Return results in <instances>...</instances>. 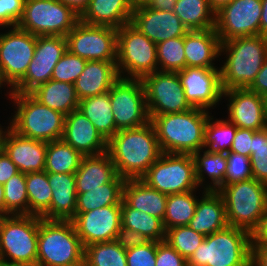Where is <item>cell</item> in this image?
<instances>
[{
    "instance_id": "6da1fadb",
    "label": "cell",
    "mask_w": 267,
    "mask_h": 266,
    "mask_svg": "<svg viewBox=\"0 0 267 266\" xmlns=\"http://www.w3.org/2000/svg\"><path fill=\"white\" fill-rule=\"evenodd\" d=\"M117 174L127 179H141L163 154L151 122L146 125L118 130L107 141Z\"/></svg>"
},
{
    "instance_id": "7a4b0ae2",
    "label": "cell",
    "mask_w": 267,
    "mask_h": 266,
    "mask_svg": "<svg viewBox=\"0 0 267 266\" xmlns=\"http://www.w3.org/2000/svg\"><path fill=\"white\" fill-rule=\"evenodd\" d=\"M226 60L220 69L223 91L249 88L263 66L267 54V38L244 36L221 42L220 56Z\"/></svg>"
},
{
    "instance_id": "3957f363",
    "label": "cell",
    "mask_w": 267,
    "mask_h": 266,
    "mask_svg": "<svg viewBox=\"0 0 267 266\" xmlns=\"http://www.w3.org/2000/svg\"><path fill=\"white\" fill-rule=\"evenodd\" d=\"M211 112L192 108L149 117L163 153L193 154L204 148V129Z\"/></svg>"
},
{
    "instance_id": "277c9868",
    "label": "cell",
    "mask_w": 267,
    "mask_h": 266,
    "mask_svg": "<svg viewBox=\"0 0 267 266\" xmlns=\"http://www.w3.org/2000/svg\"><path fill=\"white\" fill-rule=\"evenodd\" d=\"M251 234L234 226L205 236L187 266H251Z\"/></svg>"
},
{
    "instance_id": "5b68a950",
    "label": "cell",
    "mask_w": 267,
    "mask_h": 266,
    "mask_svg": "<svg viewBox=\"0 0 267 266\" xmlns=\"http://www.w3.org/2000/svg\"><path fill=\"white\" fill-rule=\"evenodd\" d=\"M16 107L9 127L17 134L51 142L61 140L64 132L65 115L37 101L30 93H9Z\"/></svg>"
},
{
    "instance_id": "8992f818",
    "label": "cell",
    "mask_w": 267,
    "mask_h": 266,
    "mask_svg": "<svg viewBox=\"0 0 267 266\" xmlns=\"http://www.w3.org/2000/svg\"><path fill=\"white\" fill-rule=\"evenodd\" d=\"M84 261V246L71 220L39 217L37 266H75Z\"/></svg>"
},
{
    "instance_id": "52a82bcc",
    "label": "cell",
    "mask_w": 267,
    "mask_h": 266,
    "mask_svg": "<svg viewBox=\"0 0 267 266\" xmlns=\"http://www.w3.org/2000/svg\"><path fill=\"white\" fill-rule=\"evenodd\" d=\"M217 191L225 203L228 225L252 235L267 207V185L252 178L223 184Z\"/></svg>"
},
{
    "instance_id": "ba28073f",
    "label": "cell",
    "mask_w": 267,
    "mask_h": 266,
    "mask_svg": "<svg viewBox=\"0 0 267 266\" xmlns=\"http://www.w3.org/2000/svg\"><path fill=\"white\" fill-rule=\"evenodd\" d=\"M39 216L0 217V261L36 265Z\"/></svg>"
},
{
    "instance_id": "9c48e42d",
    "label": "cell",
    "mask_w": 267,
    "mask_h": 266,
    "mask_svg": "<svg viewBox=\"0 0 267 266\" xmlns=\"http://www.w3.org/2000/svg\"><path fill=\"white\" fill-rule=\"evenodd\" d=\"M116 66L119 77L142 79L152 74L158 70L156 44L131 23L123 25L117 29Z\"/></svg>"
},
{
    "instance_id": "30bf717a",
    "label": "cell",
    "mask_w": 267,
    "mask_h": 266,
    "mask_svg": "<svg viewBox=\"0 0 267 266\" xmlns=\"http://www.w3.org/2000/svg\"><path fill=\"white\" fill-rule=\"evenodd\" d=\"M80 15L59 0H25L17 26L36 36H64L75 27Z\"/></svg>"
},
{
    "instance_id": "8fae6325",
    "label": "cell",
    "mask_w": 267,
    "mask_h": 266,
    "mask_svg": "<svg viewBox=\"0 0 267 266\" xmlns=\"http://www.w3.org/2000/svg\"><path fill=\"white\" fill-rule=\"evenodd\" d=\"M165 195L197 190L192 154L163 153L141 178Z\"/></svg>"
},
{
    "instance_id": "7c38bea8",
    "label": "cell",
    "mask_w": 267,
    "mask_h": 266,
    "mask_svg": "<svg viewBox=\"0 0 267 266\" xmlns=\"http://www.w3.org/2000/svg\"><path fill=\"white\" fill-rule=\"evenodd\" d=\"M0 33V85L11 90L26 74L34 57L37 36L18 26Z\"/></svg>"
},
{
    "instance_id": "4fadbf2b",
    "label": "cell",
    "mask_w": 267,
    "mask_h": 266,
    "mask_svg": "<svg viewBox=\"0 0 267 266\" xmlns=\"http://www.w3.org/2000/svg\"><path fill=\"white\" fill-rule=\"evenodd\" d=\"M112 114L118 130L150 122L141 79L119 77L109 90Z\"/></svg>"
},
{
    "instance_id": "5bb4252c",
    "label": "cell",
    "mask_w": 267,
    "mask_h": 266,
    "mask_svg": "<svg viewBox=\"0 0 267 266\" xmlns=\"http://www.w3.org/2000/svg\"><path fill=\"white\" fill-rule=\"evenodd\" d=\"M141 81L149 117L180 113L193 108L186 100L178 72L157 70L144 76Z\"/></svg>"
},
{
    "instance_id": "9a60e30c",
    "label": "cell",
    "mask_w": 267,
    "mask_h": 266,
    "mask_svg": "<svg viewBox=\"0 0 267 266\" xmlns=\"http://www.w3.org/2000/svg\"><path fill=\"white\" fill-rule=\"evenodd\" d=\"M67 50L87 61L117 62V29L81 20L66 35Z\"/></svg>"
},
{
    "instance_id": "2e32d148",
    "label": "cell",
    "mask_w": 267,
    "mask_h": 266,
    "mask_svg": "<svg viewBox=\"0 0 267 266\" xmlns=\"http://www.w3.org/2000/svg\"><path fill=\"white\" fill-rule=\"evenodd\" d=\"M67 51L64 36H37L35 52L25 76L8 93H30L52 77L55 65Z\"/></svg>"
},
{
    "instance_id": "e0dca14e",
    "label": "cell",
    "mask_w": 267,
    "mask_h": 266,
    "mask_svg": "<svg viewBox=\"0 0 267 266\" xmlns=\"http://www.w3.org/2000/svg\"><path fill=\"white\" fill-rule=\"evenodd\" d=\"M261 0H232L216 12L215 30L221 42L260 35Z\"/></svg>"
},
{
    "instance_id": "ac0fdd59",
    "label": "cell",
    "mask_w": 267,
    "mask_h": 266,
    "mask_svg": "<svg viewBox=\"0 0 267 266\" xmlns=\"http://www.w3.org/2000/svg\"><path fill=\"white\" fill-rule=\"evenodd\" d=\"M185 67L178 72L186 100L193 108L209 111L222 100L220 69Z\"/></svg>"
},
{
    "instance_id": "d6986e66",
    "label": "cell",
    "mask_w": 267,
    "mask_h": 266,
    "mask_svg": "<svg viewBox=\"0 0 267 266\" xmlns=\"http://www.w3.org/2000/svg\"><path fill=\"white\" fill-rule=\"evenodd\" d=\"M71 221L84 247L113 241L122 225L121 206H105L86 213H75Z\"/></svg>"
},
{
    "instance_id": "ffe728a7",
    "label": "cell",
    "mask_w": 267,
    "mask_h": 266,
    "mask_svg": "<svg viewBox=\"0 0 267 266\" xmlns=\"http://www.w3.org/2000/svg\"><path fill=\"white\" fill-rule=\"evenodd\" d=\"M222 97L228 100L227 120L236 127L254 131L267 127L264 97L248 88L224 90Z\"/></svg>"
},
{
    "instance_id": "44dd1931",
    "label": "cell",
    "mask_w": 267,
    "mask_h": 266,
    "mask_svg": "<svg viewBox=\"0 0 267 266\" xmlns=\"http://www.w3.org/2000/svg\"><path fill=\"white\" fill-rule=\"evenodd\" d=\"M131 24L155 44L185 36L188 32L173 11L152 10L143 4L133 7Z\"/></svg>"
},
{
    "instance_id": "7402d4cb",
    "label": "cell",
    "mask_w": 267,
    "mask_h": 266,
    "mask_svg": "<svg viewBox=\"0 0 267 266\" xmlns=\"http://www.w3.org/2000/svg\"><path fill=\"white\" fill-rule=\"evenodd\" d=\"M47 142L23 137L9 125L3 137L2 150L21 173L43 171L46 164Z\"/></svg>"
},
{
    "instance_id": "603a6c76",
    "label": "cell",
    "mask_w": 267,
    "mask_h": 266,
    "mask_svg": "<svg viewBox=\"0 0 267 266\" xmlns=\"http://www.w3.org/2000/svg\"><path fill=\"white\" fill-rule=\"evenodd\" d=\"M62 140L83 156L98 155L107 151V141L79 109L65 116Z\"/></svg>"
},
{
    "instance_id": "cb8c5ba5",
    "label": "cell",
    "mask_w": 267,
    "mask_h": 266,
    "mask_svg": "<svg viewBox=\"0 0 267 266\" xmlns=\"http://www.w3.org/2000/svg\"><path fill=\"white\" fill-rule=\"evenodd\" d=\"M220 47L215 28L188 31L184 36L186 67L216 68L214 62L220 56Z\"/></svg>"
},
{
    "instance_id": "d4e9b609",
    "label": "cell",
    "mask_w": 267,
    "mask_h": 266,
    "mask_svg": "<svg viewBox=\"0 0 267 266\" xmlns=\"http://www.w3.org/2000/svg\"><path fill=\"white\" fill-rule=\"evenodd\" d=\"M204 194V195H203ZM188 226L195 232L208 236L228 226L225 203L218 191L203 190Z\"/></svg>"
},
{
    "instance_id": "484cf974",
    "label": "cell",
    "mask_w": 267,
    "mask_h": 266,
    "mask_svg": "<svg viewBox=\"0 0 267 266\" xmlns=\"http://www.w3.org/2000/svg\"><path fill=\"white\" fill-rule=\"evenodd\" d=\"M119 78L114 61H87L83 72L74 82L79 100L106 93Z\"/></svg>"
},
{
    "instance_id": "4316f807",
    "label": "cell",
    "mask_w": 267,
    "mask_h": 266,
    "mask_svg": "<svg viewBox=\"0 0 267 266\" xmlns=\"http://www.w3.org/2000/svg\"><path fill=\"white\" fill-rule=\"evenodd\" d=\"M52 188L50 210L42 217L48 220H71L76 212L75 174L47 173Z\"/></svg>"
},
{
    "instance_id": "83f0119b",
    "label": "cell",
    "mask_w": 267,
    "mask_h": 266,
    "mask_svg": "<svg viewBox=\"0 0 267 266\" xmlns=\"http://www.w3.org/2000/svg\"><path fill=\"white\" fill-rule=\"evenodd\" d=\"M133 7L129 0H90L80 20L91 25L119 29L131 23Z\"/></svg>"
},
{
    "instance_id": "f1b7e54d",
    "label": "cell",
    "mask_w": 267,
    "mask_h": 266,
    "mask_svg": "<svg viewBox=\"0 0 267 266\" xmlns=\"http://www.w3.org/2000/svg\"><path fill=\"white\" fill-rule=\"evenodd\" d=\"M111 156L106 151L98 155L84 156L75 172L76 193L90 190L111 182L117 176Z\"/></svg>"
},
{
    "instance_id": "f546056e",
    "label": "cell",
    "mask_w": 267,
    "mask_h": 266,
    "mask_svg": "<svg viewBox=\"0 0 267 266\" xmlns=\"http://www.w3.org/2000/svg\"><path fill=\"white\" fill-rule=\"evenodd\" d=\"M168 195L150 187L142 179H127L123 185V200L132 208L150 214L163 222Z\"/></svg>"
},
{
    "instance_id": "4dcf8cb0",
    "label": "cell",
    "mask_w": 267,
    "mask_h": 266,
    "mask_svg": "<svg viewBox=\"0 0 267 266\" xmlns=\"http://www.w3.org/2000/svg\"><path fill=\"white\" fill-rule=\"evenodd\" d=\"M30 94L43 105L65 116L78 109L80 102L74 84L53 79L39 85Z\"/></svg>"
},
{
    "instance_id": "1f68e13d",
    "label": "cell",
    "mask_w": 267,
    "mask_h": 266,
    "mask_svg": "<svg viewBox=\"0 0 267 266\" xmlns=\"http://www.w3.org/2000/svg\"><path fill=\"white\" fill-rule=\"evenodd\" d=\"M199 150L192 154L195 163L196 181L204 190L217 191L225 183V172L227 168L226 153ZM201 152H203L201 154ZM211 179L208 184L205 179ZM204 183L205 184L204 186ZM203 184V185H202Z\"/></svg>"
},
{
    "instance_id": "d6a6232c",
    "label": "cell",
    "mask_w": 267,
    "mask_h": 266,
    "mask_svg": "<svg viewBox=\"0 0 267 266\" xmlns=\"http://www.w3.org/2000/svg\"><path fill=\"white\" fill-rule=\"evenodd\" d=\"M78 109L92 122L106 141L118 131L112 114L109 91L80 100Z\"/></svg>"
},
{
    "instance_id": "836d02e7",
    "label": "cell",
    "mask_w": 267,
    "mask_h": 266,
    "mask_svg": "<svg viewBox=\"0 0 267 266\" xmlns=\"http://www.w3.org/2000/svg\"><path fill=\"white\" fill-rule=\"evenodd\" d=\"M125 179L117 175L111 182L77 194L76 212L86 213L105 206H121Z\"/></svg>"
},
{
    "instance_id": "e575fe53",
    "label": "cell",
    "mask_w": 267,
    "mask_h": 266,
    "mask_svg": "<svg viewBox=\"0 0 267 266\" xmlns=\"http://www.w3.org/2000/svg\"><path fill=\"white\" fill-rule=\"evenodd\" d=\"M173 12L188 31L215 28L216 12L208 0H177Z\"/></svg>"
},
{
    "instance_id": "d590c367",
    "label": "cell",
    "mask_w": 267,
    "mask_h": 266,
    "mask_svg": "<svg viewBox=\"0 0 267 266\" xmlns=\"http://www.w3.org/2000/svg\"><path fill=\"white\" fill-rule=\"evenodd\" d=\"M122 226L143 234L150 241H165V229L160 219L130 207L121 201Z\"/></svg>"
},
{
    "instance_id": "8d00e7d4",
    "label": "cell",
    "mask_w": 267,
    "mask_h": 266,
    "mask_svg": "<svg viewBox=\"0 0 267 266\" xmlns=\"http://www.w3.org/2000/svg\"><path fill=\"white\" fill-rule=\"evenodd\" d=\"M84 156L62 139L47 142L45 171L75 174Z\"/></svg>"
},
{
    "instance_id": "74e56055",
    "label": "cell",
    "mask_w": 267,
    "mask_h": 266,
    "mask_svg": "<svg viewBox=\"0 0 267 266\" xmlns=\"http://www.w3.org/2000/svg\"><path fill=\"white\" fill-rule=\"evenodd\" d=\"M195 192L196 190L168 195L166 213L162 222L165 231L178 226H188L198 203Z\"/></svg>"
},
{
    "instance_id": "f35d334b",
    "label": "cell",
    "mask_w": 267,
    "mask_h": 266,
    "mask_svg": "<svg viewBox=\"0 0 267 266\" xmlns=\"http://www.w3.org/2000/svg\"><path fill=\"white\" fill-rule=\"evenodd\" d=\"M28 194V215L43 217L49 210L52 198L47 172L37 171L26 173Z\"/></svg>"
},
{
    "instance_id": "ab89813d",
    "label": "cell",
    "mask_w": 267,
    "mask_h": 266,
    "mask_svg": "<svg viewBox=\"0 0 267 266\" xmlns=\"http://www.w3.org/2000/svg\"><path fill=\"white\" fill-rule=\"evenodd\" d=\"M210 114L204 129V148L210 152L228 153L237 127L228 120L215 119Z\"/></svg>"
},
{
    "instance_id": "60d3db41",
    "label": "cell",
    "mask_w": 267,
    "mask_h": 266,
    "mask_svg": "<svg viewBox=\"0 0 267 266\" xmlns=\"http://www.w3.org/2000/svg\"><path fill=\"white\" fill-rule=\"evenodd\" d=\"M86 266H127L126 250L114 240L84 247Z\"/></svg>"
},
{
    "instance_id": "b9f144b4",
    "label": "cell",
    "mask_w": 267,
    "mask_h": 266,
    "mask_svg": "<svg viewBox=\"0 0 267 266\" xmlns=\"http://www.w3.org/2000/svg\"><path fill=\"white\" fill-rule=\"evenodd\" d=\"M5 216L28 215L26 174L20 171L4 185Z\"/></svg>"
},
{
    "instance_id": "7bdbcfd3",
    "label": "cell",
    "mask_w": 267,
    "mask_h": 266,
    "mask_svg": "<svg viewBox=\"0 0 267 266\" xmlns=\"http://www.w3.org/2000/svg\"><path fill=\"white\" fill-rule=\"evenodd\" d=\"M158 70L179 72L186 67L184 36L156 44Z\"/></svg>"
},
{
    "instance_id": "ee69618b",
    "label": "cell",
    "mask_w": 267,
    "mask_h": 266,
    "mask_svg": "<svg viewBox=\"0 0 267 266\" xmlns=\"http://www.w3.org/2000/svg\"><path fill=\"white\" fill-rule=\"evenodd\" d=\"M204 239V235L195 232L189 226H178L167 229L165 232V241L186 260Z\"/></svg>"
},
{
    "instance_id": "f6af8a7d",
    "label": "cell",
    "mask_w": 267,
    "mask_h": 266,
    "mask_svg": "<svg viewBox=\"0 0 267 266\" xmlns=\"http://www.w3.org/2000/svg\"><path fill=\"white\" fill-rule=\"evenodd\" d=\"M250 162L252 177L267 185V127L253 134Z\"/></svg>"
},
{
    "instance_id": "bcb514c9",
    "label": "cell",
    "mask_w": 267,
    "mask_h": 266,
    "mask_svg": "<svg viewBox=\"0 0 267 266\" xmlns=\"http://www.w3.org/2000/svg\"><path fill=\"white\" fill-rule=\"evenodd\" d=\"M86 63L87 60L67 50L55 65L51 79L74 84Z\"/></svg>"
},
{
    "instance_id": "7dc6e473",
    "label": "cell",
    "mask_w": 267,
    "mask_h": 266,
    "mask_svg": "<svg viewBox=\"0 0 267 266\" xmlns=\"http://www.w3.org/2000/svg\"><path fill=\"white\" fill-rule=\"evenodd\" d=\"M227 168L225 172V183L252 179L250 157L239 155L234 152L226 153Z\"/></svg>"
},
{
    "instance_id": "c3c4849f",
    "label": "cell",
    "mask_w": 267,
    "mask_h": 266,
    "mask_svg": "<svg viewBox=\"0 0 267 266\" xmlns=\"http://www.w3.org/2000/svg\"><path fill=\"white\" fill-rule=\"evenodd\" d=\"M157 241L126 250L127 266H156Z\"/></svg>"
},
{
    "instance_id": "681fc988",
    "label": "cell",
    "mask_w": 267,
    "mask_h": 266,
    "mask_svg": "<svg viewBox=\"0 0 267 266\" xmlns=\"http://www.w3.org/2000/svg\"><path fill=\"white\" fill-rule=\"evenodd\" d=\"M24 4L25 0H0V26H17L24 12Z\"/></svg>"
},
{
    "instance_id": "f907efd6",
    "label": "cell",
    "mask_w": 267,
    "mask_h": 266,
    "mask_svg": "<svg viewBox=\"0 0 267 266\" xmlns=\"http://www.w3.org/2000/svg\"><path fill=\"white\" fill-rule=\"evenodd\" d=\"M156 266H187V260L166 241H157Z\"/></svg>"
},
{
    "instance_id": "816d5d0a",
    "label": "cell",
    "mask_w": 267,
    "mask_h": 266,
    "mask_svg": "<svg viewBox=\"0 0 267 266\" xmlns=\"http://www.w3.org/2000/svg\"><path fill=\"white\" fill-rule=\"evenodd\" d=\"M114 241L125 250L144 245L150 240L143 234L121 225L116 233Z\"/></svg>"
},
{
    "instance_id": "f5cc1de1",
    "label": "cell",
    "mask_w": 267,
    "mask_h": 266,
    "mask_svg": "<svg viewBox=\"0 0 267 266\" xmlns=\"http://www.w3.org/2000/svg\"><path fill=\"white\" fill-rule=\"evenodd\" d=\"M254 130L238 128L229 152L250 157L252 154V138Z\"/></svg>"
},
{
    "instance_id": "db71d44e",
    "label": "cell",
    "mask_w": 267,
    "mask_h": 266,
    "mask_svg": "<svg viewBox=\"0 0 267 266\" xmlns=\"http://www.w3.org/2000/svg\"><path fill=\"white\" fill-rule=\"evenodd\" d=\"M19 172L17 166L2 150L0 152V184H5L11 177Z\"/></svg>"
},
{
    "instance_id": "11a10c76",
    "label": "cell",
    "mask_w": 267,
    "mask_h": 266,
    "mask_svg": "<svg viewBox=\"0 0 267 266\" xmlns=\"http://www.w3.org/2000/svg\"><path fill=\"white\" fill-rule=\"evenodd\" d=\"M248 89L264 98L267 96V54L261 70L258 72L255 80Z\"/></svg>"
},
{
    "instance_id": "9f6ffc18",
    "label": "cell",
    "mask_w": 267,
    "mask_h": 266,
    "mask_svg": "<svg viewBox=\"0 0 267 266\" xmlns=\"http://www.w3.org/2000/svg\"><path fill=\"white\" fill-rule=\"evenodd\" d=\"M251 266H267V244H252Z\"/></svg>"
},
{
    "instance_id": "6f0895ef",
    "label": "cell",
    "mask_w": 267,
    "mask_h": 266,
    "mask_svg": "<svg viewBox=\"0 0 267 266\" xmlns=\"http://www.w3.org/2000/svg\"><path fill=\"white\" fill-rule=\"evenodd\" d=\"M252 244H267V207L258 228L251 235Z\"/></svg>"
},
{
    "instance_id": "680465c9",
    "label": "cell",
    "mask_w": 267,
    "mask_h": 266,
    "mask_svg": "<svg viewBox=\"0 0 267 266\" xmlns=\"http://www.w3.org/2000/svg\"><path fill=\"white\" fill-rule=\"evenodd\" d=\"M177 0H146L144 6L152 10L173 11Z\"/></svg>"
},
{
    "instance_id": "91938a15",
    "label": "cell",
    "mask_w": 267,
    "mask_h": 266,
    "mask_svg": "<svg viewBox=\"0 0 267 266\" xmlns=\"http://www.w3.org/2000/svg\"><path fill=\"white\" fill-rule=\"evenodd\" d=\"M65 5L71 7L76 13L81 15L88 7L90 0H59Z\"/></svg>"
},
{
    "instance_id": "94428289",
    "label": "cell",
    "mask_w": 267,
    "mask_h": 266,
    "mask_svg": "<svg viewBox=\"0 0 267 266\" xmlns=\"http://www.w3.org/2000/svg\"><path fill=\"white\" fill-rule=\"evenodd\" d=\"M262 14L260 21V35L267 38V0H261Z\"/></svg>"
},
{
    "instance_id": "6125c7cd",
    "label": "cell",
    "mask_w": 267,
    "mask_h": 266,
    "mask_svg": "<svg viewBox=\"0 0 267 266\" xmlns=\"http://www.w3.org/2000/svg\"><path fill=\"white\" fill-rule=\"evenodd\" d=\"M210 6L212 7V9L217 12L218 10H220L223 6L227 5L228 3H230L232 0H208Z\"/></svg>"
},
{
    "instance_id": "be15d7a7",
    "label": "cell",
    "mask_w": 267,
    "mask_h": 266,
    "mask_svg": "<svg viewBox=\"0 0 267 266\" xmlns=\"http://www.w3.org/2000/svg\"><path fill=\"white\" fill-rule=\"evenodd\" d=\"M5 216L4 186L0 184V217Z\"/></svg>"
},
{
    "instance_id": "e7e4bbea",
    "label": "cell",
    "mask_w": 267,
    "mask_h": 266,
    "mask_svg": "<svg viewBox=\"0 0 267 266\" xmlns=\"http://www.w3.org/2000/svg\"><path fill=\"white\" fill-rule=\"evenodd\" d=\"M1 266H37V265L26 264V263H6V262H1Z\"/></svg>"
},
{
    "instance_id": "03108f58",
    "label": "cell",
    "mask_w": 267,
    "mask_h": 266,
    "mask_svg": "<svg viewBox=\"0 0 267 266\" xmlns=\"http://www.w3.org/2000/svg\"><path fill=\"white\" fill-rule=\"evenodd\" d=\"M2 126H0V152L2 151V143H3V137L6 132V129L3 130Z\"/></svg>"
},
{
    "instance_id": "003e7915",
    "label": "cell",
    "mask_w": 267,
    "mask_h": 266,
    "mask_svg": "<svg viewBox=\"0 0 267 266\" xmlns=\"http://www.w3.org/2000/svg\"><path fill=\"white\" fill-rule=\"evenodd\" d=\"M133 6L144 4L146 0H129Z\"/></svg>"
},
{
    "instance_id": "a7ac6f4b",
    "label": "cell",
    "mask_w": 267,
    "mask_h": 266,
    "mask_svg": "<svg viewBox=\"0 0 267 266\" xmlns=\"http://www.w3.org/2000/svg\"><path fill=\"white\" fill-rule=\"evenodd\" d=\"M266 117H267V96L265 97Z\"/></svg>"
},
{
    "instance_id": "89a4df30",
    "label": "cell",
    "mask_w": 267,
    "mask_h": 266,
    "mask_svg": "<svg viewBox=\"0 0 267 266\" xmlns=\"http://www.w3.org/2000/svg\"><path fill=\"white\" fill-rule=\"evenodd\" d=\"M75 266H86V264H85V262L83 261V262H81L80 264L75 265Z\"/></svg>"
}]
</instances>
